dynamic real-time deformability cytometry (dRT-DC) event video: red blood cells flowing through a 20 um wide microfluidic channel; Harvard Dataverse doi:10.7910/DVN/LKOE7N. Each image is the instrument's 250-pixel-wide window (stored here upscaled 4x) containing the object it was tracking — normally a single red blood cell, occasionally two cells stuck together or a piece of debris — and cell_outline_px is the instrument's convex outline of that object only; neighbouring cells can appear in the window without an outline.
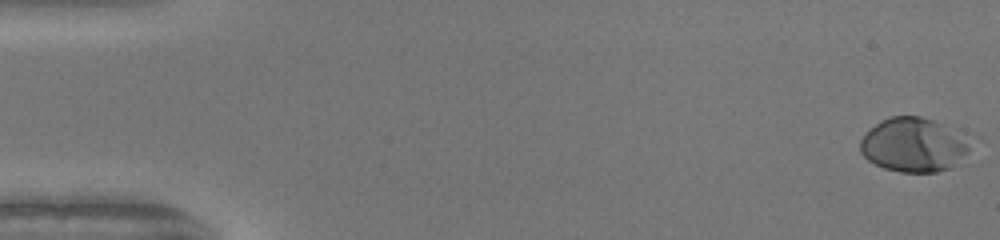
{"species": "human", "species_latin": "Homo sapiens", "temperature_condition": "warm", "stored_images_in_passage": 13, "camera_frame_rate_fps": 3000, "um_per_image_px": 0.085, "donor": {"sex": "female"}, "frame": {"image": 1, "passage_image": 1, "time_ms": 0.0, "image_size_px": [1000, 240], "cell_outline_px": [[968, 152], [952, 168], [936, 172], [900, 172], [884, 168], [868, 160], [860, 152], [860, 140], [880, 120], [888, 116], [920, 116], [932, 120], [940, 124], [964, 144], [968, 148]], "centroid_in_image_um": [77.52, 12.35], "position_along_channel_um": 7.5, "area_um2": 33.35}}